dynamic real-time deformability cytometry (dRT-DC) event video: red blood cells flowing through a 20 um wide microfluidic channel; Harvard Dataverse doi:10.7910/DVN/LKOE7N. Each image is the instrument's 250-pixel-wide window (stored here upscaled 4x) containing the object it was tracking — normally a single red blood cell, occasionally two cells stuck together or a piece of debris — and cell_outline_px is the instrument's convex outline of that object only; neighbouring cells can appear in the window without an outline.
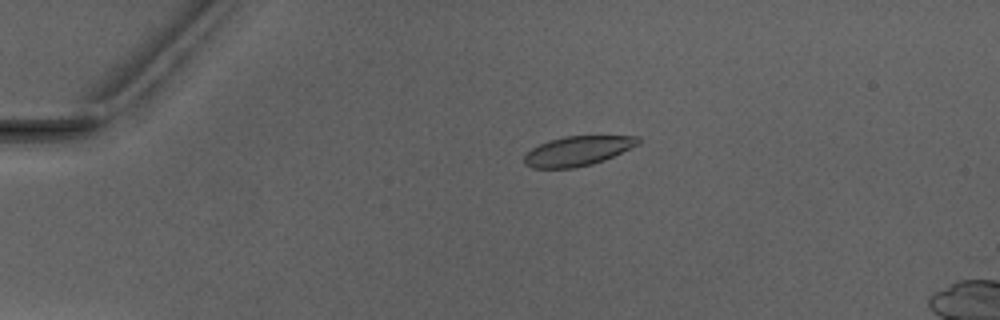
{"species": "Egyptian fruit bat (a non-hibernating species)", "species_latin": "Rousettus aegyptiacus", "temperature_condition": "warm", "stored_images_in_passage": 4, "camera_frame_rate_fps": 3000, "um_per_image_px": 0.085, "animal": {"sex": "male"}, "frame": {"image": 1, "passage_image": 2, "time_ms": 1.333, "image_size_px": [1000, 320], "cell_outline_px": [[640, 144], [604, 160], [592, 164], [572, 168], [532, 168], [524, 164], [524, 156], [532, 148], [540, 144], [552, 140], [568, 136], [640, 136]], "centroid_in_image_um": [49.12, 12.83], "position_along_channel_um": 35.9, "area_um2": 19.48}}